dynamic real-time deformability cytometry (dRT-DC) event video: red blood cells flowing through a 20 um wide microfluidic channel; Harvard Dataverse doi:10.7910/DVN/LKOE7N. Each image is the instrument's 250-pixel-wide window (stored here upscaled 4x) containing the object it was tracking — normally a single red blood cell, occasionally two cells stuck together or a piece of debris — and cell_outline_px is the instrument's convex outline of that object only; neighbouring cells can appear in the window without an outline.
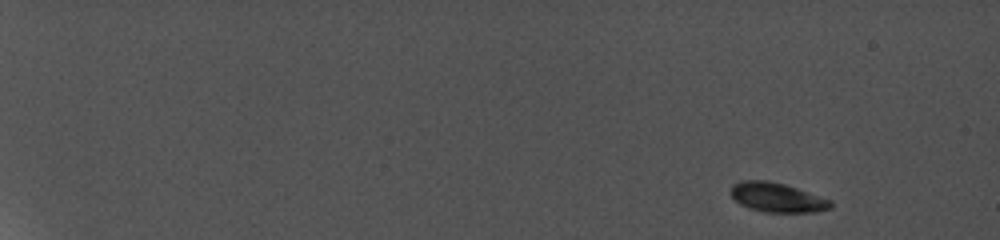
{"species": "common noctule bat (a hibernating species)", "species_latin": "Nyctalus noctula", "temperature_condition": "cold", "stored_images_in_passage": 12, "camera_frame_rate_fps": 5000, "um_per_image_px": 0.085, "animal": {"sex": "female", "body_mass_g": 19.0, "forearm_length_mm": 56.7}, "frame": {"image": 1, "passage_image": 1, "time_ms": 0.0, "image_size_px": [1000, 240], "cell_outline_px": [[832, 208], [816, 212], [764, 212], [740, 204], [732, 196], [732, 184], [748, 180], [764, 180], [784, 184], [832, 200]], "centroid_in_image_um": [66.1, 16.79], "position_along_channel_um": 18.9, "area_um2": 16.82}}
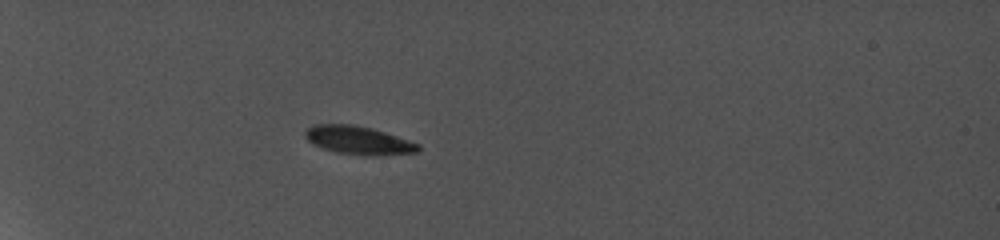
{"frame": {"image": 2, "passage_image": 7, "time_ms": 5.2, "image_size_px": [1000, 240], "cell_outline_px": [[420, 148], [416, 152], [376, 156], [368, 156], [336, 152], [324, 148], [308, 140], [304, 136], [304, 132], [308, 128], [320, 124], [348, 124], [368, 128], [420, 144]], "centroid_in_image_um": [30.46, 11.94], "position_along_channel_um": 54.5, "area_um2": 18.03}}
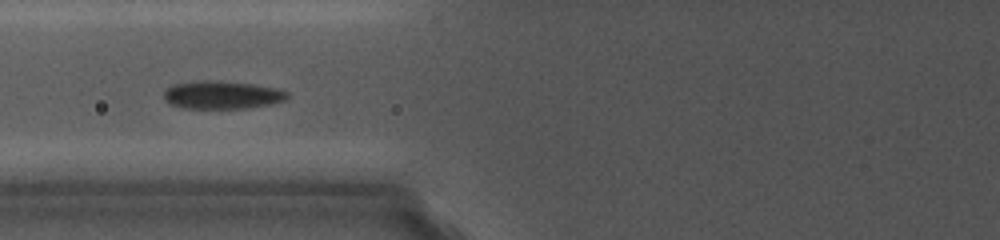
{"frame": {"image": 3, "passage_image": 10, "time_ms": 7.8, "image_size_px": [1000, 240], "cell_outline_px": [[288, 96], [284, 100], [268, 104], [240, 108], [184, 108], [172, 104], [164, 96], [164, 92], [168, 88], [176, 84], [248, 84], [272, 88], [284, 92]], "centroid_in_image_um": [18.87, 8.14], "position_along_channel_um": 106.9, "area_um2": 18.03}}